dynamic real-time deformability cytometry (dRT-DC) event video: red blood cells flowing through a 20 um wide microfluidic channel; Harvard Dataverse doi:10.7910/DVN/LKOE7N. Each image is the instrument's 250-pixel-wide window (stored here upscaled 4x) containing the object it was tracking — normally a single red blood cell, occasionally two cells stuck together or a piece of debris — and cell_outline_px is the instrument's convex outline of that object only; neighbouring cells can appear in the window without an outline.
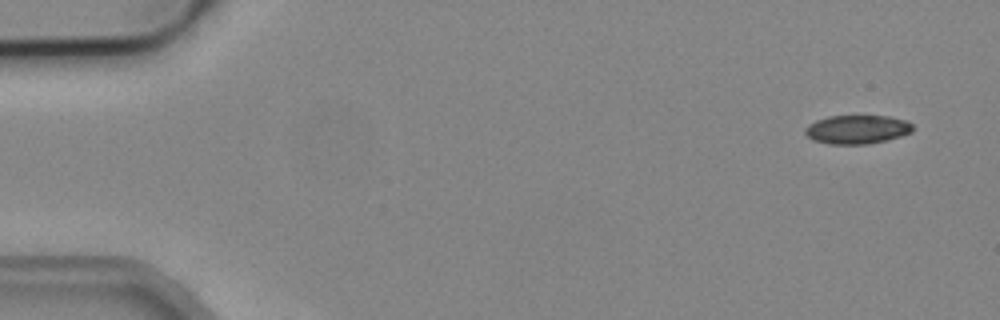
{"species": "common noctule bat (a hibernating species)", "species_latin": "Nyctalus noctula", "temperature_condition": "cold", "stored_images_in_passage": 8, "camera_frame_rate_fps": 3000, "um_per_image_px": 0.085, "animal": {"sex": "male", "body_mass_g": 19.2, "forearm_length_mm": 51.8}, "frame": {"image": 1, "passage_image": 1, "time_ms": 0.0, "image_size_px": [1000, 320], "cell_outline_px": [[912, 132], [888, 140], [868, 144], [828, 144], [812, 140], [804, 132], [804, 128], [808, 124], [816, 120], [828, 116], [888, 116], [904, 120], [912, 124]], "centroid_in_image_um": [72.82, 11.01], "position_along_channel_um": 12.2, "area_um2": 18.09}}